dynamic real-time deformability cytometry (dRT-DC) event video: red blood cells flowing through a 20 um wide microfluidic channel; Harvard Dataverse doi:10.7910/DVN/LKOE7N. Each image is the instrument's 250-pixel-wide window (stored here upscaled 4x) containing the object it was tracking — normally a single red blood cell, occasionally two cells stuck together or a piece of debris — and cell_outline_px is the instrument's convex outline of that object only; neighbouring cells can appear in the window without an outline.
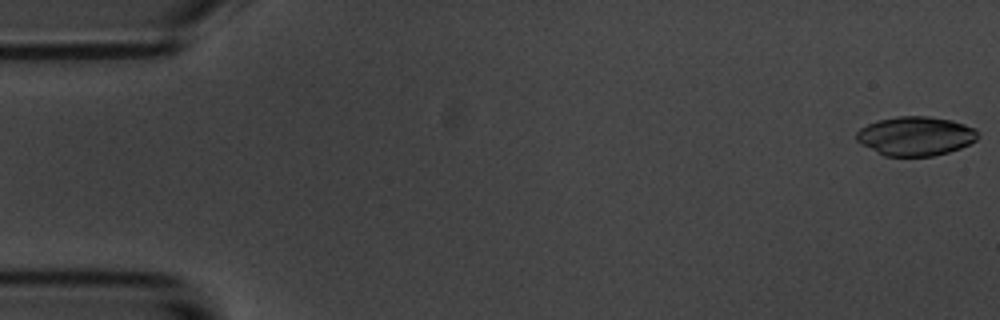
{"species": "common noctule bat (a hibernating species)", "species_latin": "Nyctalus noctula", "temperature_condition": "room temperature", "stored_images_in_passage": 9, "camera_frame_rate_fps": 3000, "um_per_image_px": 0.085, "animal": {"sex": "male", "body_mass_g": 20.1, "forearm_length_mm": 53.5}, "frame": {"image": 1, "passage_image": 1, "time_ms": 0.0, "image_size_px": [1000, 320], "cell_outline_px": [[980, 136], [976, 140], [960, 148], [948, 152], [932, 156], [884, 156], [860, 144], [856, 140], [856, 132], [860, 128], [876, 120], [896, 116], [928, 116], [952, 120], [976, 128]], "centroid_in_image_um": [77.81, 11.56], "position_along_channel_um": 7.2, "area_um2": 27.92}}